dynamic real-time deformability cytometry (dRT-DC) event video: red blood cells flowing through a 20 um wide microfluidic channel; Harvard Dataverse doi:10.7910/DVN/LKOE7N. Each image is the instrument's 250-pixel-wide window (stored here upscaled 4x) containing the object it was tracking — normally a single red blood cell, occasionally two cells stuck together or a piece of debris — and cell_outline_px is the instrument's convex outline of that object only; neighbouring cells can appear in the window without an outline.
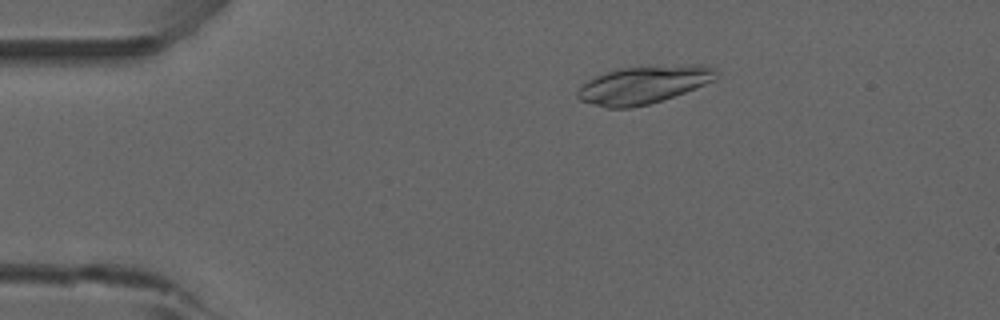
{"species": "common noctule bat (a hibernating species)", "species_latin": "Nyctalus noctula", "temperature_condition": "room temperature", "stored_images_in_passage": 53, "camera_frame_rate_fps": 3000, "um_per_image_px": 0.085, "animal": {"sex": "male", "forearm_length_mm": 52.5}, "frame": {"image": 1, "passage_image": 10, "time_ms": 3.0, "image_size_px": [1000, 320], "cell_outline_px": [[720, 72], [716, 80], [696, 88], [648, 104], [632, 108], [608, 108], [580, 100], [576, 96], [576, 92], [588, 80], [604, 72], [620, 68], [692, 64], [704, 64], [716, 68]], "centroid_in_image_um": [54.76, 7.19], "position_along_channel_um": 30.2, "area_um2": 30.52}}
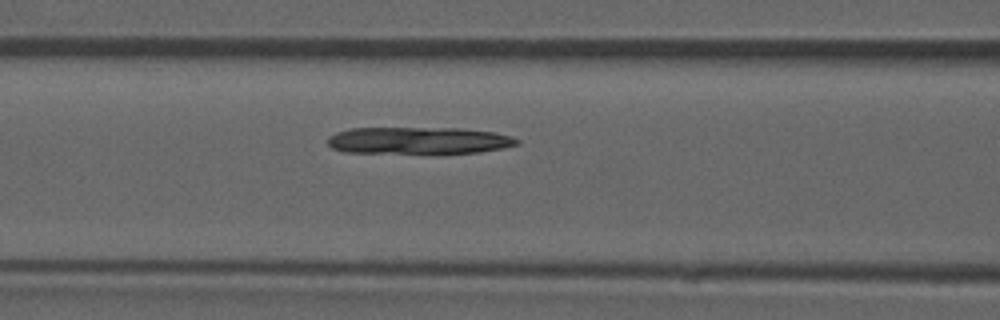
{"frame": {"image": 2, "passage_image": 22, "time_ms": 7.0, "image_size_px": [1000, 320], "cell_outline_px": [[520, 144], [504, 148], [480, 152], [344, 152], [332, 148], [328, 144], [328, 136], [336, 132], [352, 128], [460, 128], [496, 132], [512, 136], [520, 140]], "centroid_in_image_um": [35.62, 11.92], "position_along_channel_um": 131.0, "area_um2": 29.54}}
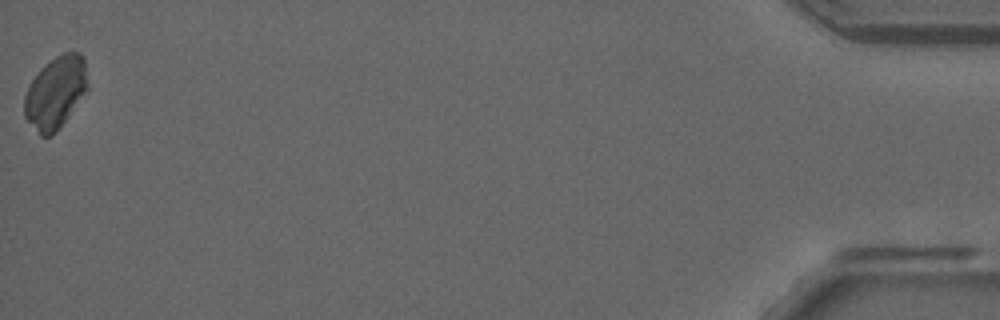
{"frame": {"image": 3, "passage_image": 53, "time_ms": 17.333, "image_size_px": [1000, 320], "cell_outline_px": [[88, 88], [56, 132], [52, 136], [40, 136], [24, 116], [24, 96], [32, 80], [40, 68], [44, 64], [56, 56], [64, 52], [80, 52], [84, 60], [88, 84]], "centroid_in_image_um": [4.7, 7.85], "position_along_channel_um": 430.5, "area_um2": 26.36}}